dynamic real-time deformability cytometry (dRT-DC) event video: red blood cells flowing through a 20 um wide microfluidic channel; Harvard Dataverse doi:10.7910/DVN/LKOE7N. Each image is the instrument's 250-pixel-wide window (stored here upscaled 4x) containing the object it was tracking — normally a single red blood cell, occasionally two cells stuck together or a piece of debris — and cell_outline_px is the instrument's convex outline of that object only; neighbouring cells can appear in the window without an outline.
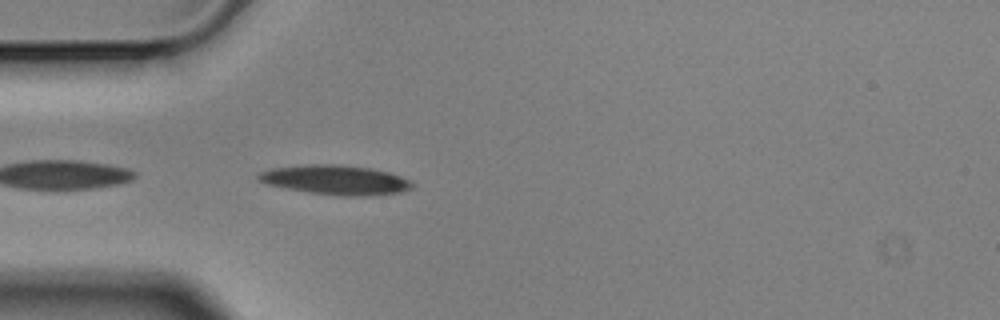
{"species": "Egyptian fruit bat (a non-hibernating species)", "species_latin": "Rousettus aegyptiacus", "temperature_condition": "cold", "stored_images_in_passage": 3, "camera_frame_rate_fps": 3000, "um_per_image_px": 0.085, "animal": {"sex": "male"}, "frame": {"image": 1, "passage_image": 3, "time_ms": 0.667, "image_size_px": [1000, 320], "cell_outline_px": [[416, 184], [412, 188], [400, 192], [368, 196], [340, 196], [308, 192], [268, 184], [256, 180], [256, 176], [260, 172], [272, 168], [304, 164], [340, 164], [372, 168], [388, 172], [412, 180]], "centroid_in_image_um": [28.55, 15.28], "position_along_channel_um": 56.4, "area_um2": 26.7}}